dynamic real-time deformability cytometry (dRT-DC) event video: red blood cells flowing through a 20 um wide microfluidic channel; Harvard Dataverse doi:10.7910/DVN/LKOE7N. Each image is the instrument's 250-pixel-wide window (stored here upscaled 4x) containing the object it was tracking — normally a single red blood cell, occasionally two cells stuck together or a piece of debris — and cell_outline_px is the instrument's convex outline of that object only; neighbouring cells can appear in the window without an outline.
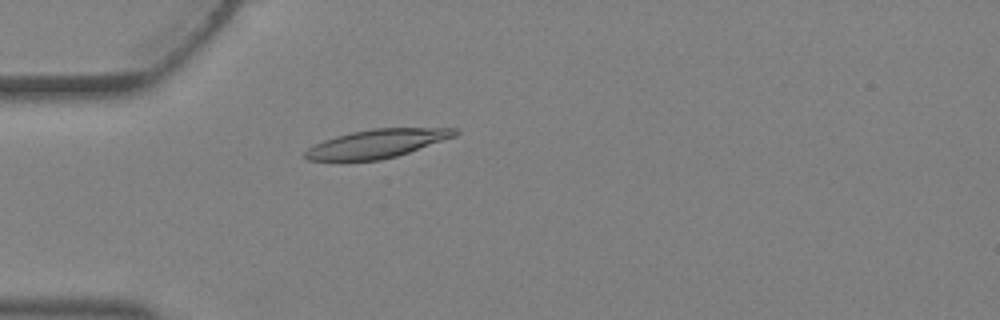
{"species": "Egyptian fruit bat (a non-hibernating species)", "species_latin": "Rousettus aegyptiacus", "temperature_condition": "warm", "stored_images_in_passage": 4, "camera_frame_rate_fps": 3000, "um_per_image_px": 0.085, "animal": {"sex": "female"}, "frame": {"image": 1, "passage_image": 4, "time_ms": 1.0, "image_size_px": [1000, 320], "cell_outline_px": [[460, 132], [456, 136], [396, 156], [380, 160], [308, 160], [304, 156], [304, 152], [308, 148], [324, 140], [336, 136], [352, 132], [372, 128], [456, 128]], "centroid_in_image_um": [32.06, 12.2], "position_along_channel_um": 52.9, "area_um2": 24.57}}